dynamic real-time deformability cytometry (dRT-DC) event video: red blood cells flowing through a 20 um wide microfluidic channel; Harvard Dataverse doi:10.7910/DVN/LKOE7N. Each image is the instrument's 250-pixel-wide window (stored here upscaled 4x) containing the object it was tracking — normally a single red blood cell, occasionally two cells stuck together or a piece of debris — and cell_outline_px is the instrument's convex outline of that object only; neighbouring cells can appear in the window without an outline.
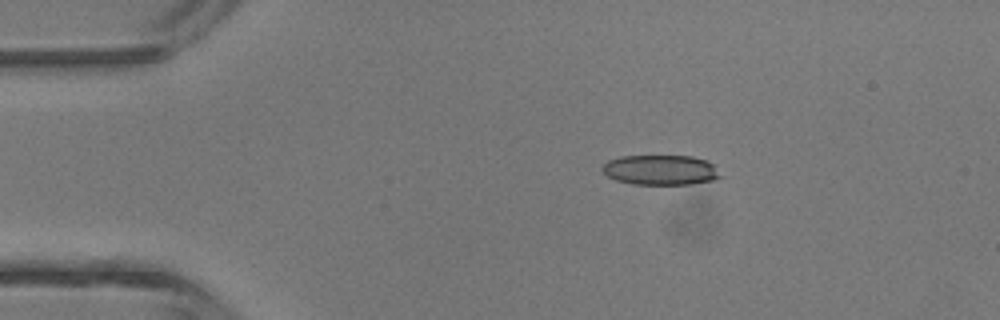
{"species": "common noctule bat (a hibernating species)", "species_latin": "Nyctalus noctula", "temperature_condition": "room temperature", "stored_images_in_passage": 4, "camera_frame_rate_fps": 3000, "um_per_image_px": 0.085, "animal": {"sex": "male", "body_mass_g": 13.3}, "frame": {"image": 1, "passage_image": 3, "time_ms": 2.333, "image_size_px": [1000, 320], "cell_outline_px": [[724, 176], [716, 180], [692, 184], [632, 184], [616, 180], [608, 176], [600, 168], [608, 160], [620, 156], [692, 156], [708, 160]], "centroid_in_image_um": [56.19, 14.45], "position_along_channel_um": 28.8, "area_um2": 20.87}}